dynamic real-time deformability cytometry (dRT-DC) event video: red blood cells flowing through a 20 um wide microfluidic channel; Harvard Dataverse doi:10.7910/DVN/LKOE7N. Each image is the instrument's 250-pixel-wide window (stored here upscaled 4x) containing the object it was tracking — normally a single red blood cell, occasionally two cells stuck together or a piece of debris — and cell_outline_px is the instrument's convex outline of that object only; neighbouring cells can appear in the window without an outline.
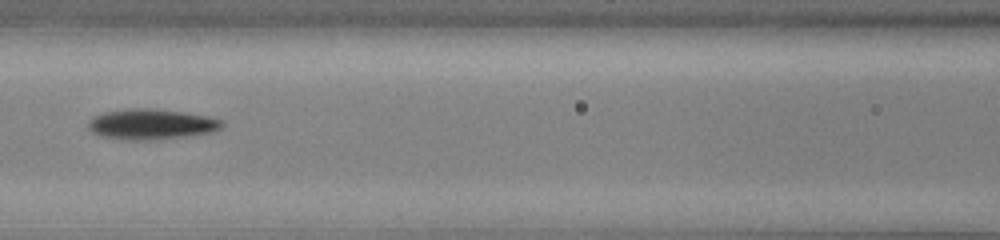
{"species": "common noctule bat (a hibernating species)", "species_latin": "Nyctalus noctula", "temperature_condition": "cold", "stored_images_in_passage": 22, "camera_frame_rate_fps": 3000, "um_per_image_px": 0.085, "animal": {"sex": "male", "body_mass_g": 13.0, "forearm_length_mm": 53.1}, "frame": {"image": 1, "passage_image": 7, "time_ms": 2.0, "image_size_px": [1000, 240], "cell_outline_px": [[224, 124], [220, 128], [212, 132], [188, 136], [148, 140], [132, 140], [100, 136], [92, 132], [88, 128], [88, 120], [92, 116], [104, 112], [128, 108], [148, 108], [180, 112], [208, 116], [224, 120]], "centroid_in_image_um": [12.84, 10.55], "position_along_channel_um": 153.8, "area_um2": 23.76}}